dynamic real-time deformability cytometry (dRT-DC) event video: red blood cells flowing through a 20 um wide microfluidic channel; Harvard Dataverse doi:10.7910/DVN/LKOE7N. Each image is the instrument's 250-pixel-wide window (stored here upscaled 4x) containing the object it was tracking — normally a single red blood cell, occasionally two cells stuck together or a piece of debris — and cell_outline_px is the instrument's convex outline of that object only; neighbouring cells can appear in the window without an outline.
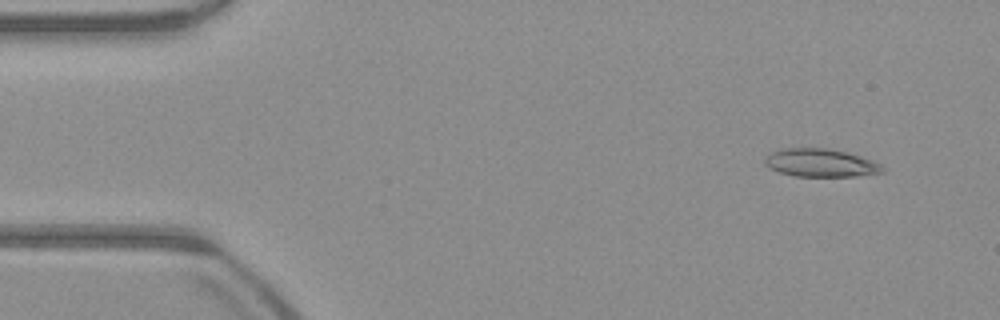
{"species": "common noctule bat (a hibernating species)", "species_latin": "Nyctalus noctula", "temperature_condition": "warm", "stored_images_in_passage": 51, "camera_frame_rate_fps": 3000, "um_per_image_px": 0.085, "animal": {"sex": "male", "body_mass_g": 23.1, "forearm_length_mm": 52.7}, "frame": {"image": 1, "passage_image": 4, "time_ms": 1.0, "image_size_px": [1000, 320], "cell_outline_px": [[884, 172], [856, 176], [796, 176], [780, 172], [768, 168], [764, 164], [764, 156], [768, 152], [780, 148], [828, 148], [848, 152], [872, 160], [880, 164], [884, 168]], "centroid_in_image_um": [69.69, 13.83], "position_along_channel_um": 15.3, "area_um2": 19.48}}
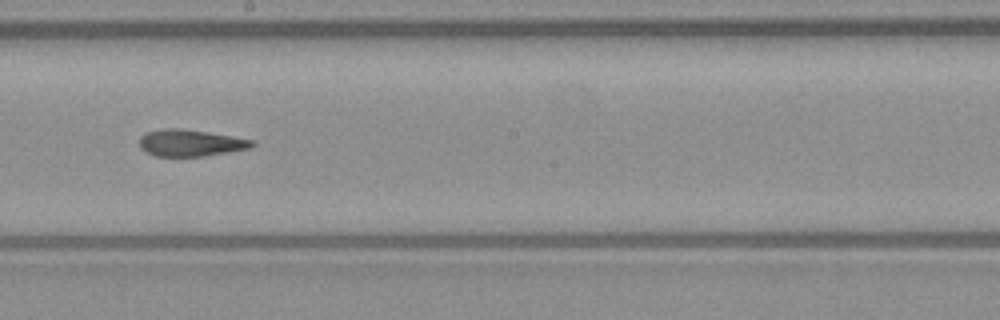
{"frame": {"image": 2, "passage_image": 28, "time_ms": 9.0, "image_size_px": [1000, 320], "cell_outline_px": [[256, 144], [252, 148], [204, 156], [156, 156], [144, 152], [140, 148], [140, 136], [144, 132], [164, 128], [180, 128], [208, 132], [256, 140]], "centroid_in_image_um": [16.2, 12.14], "position_along_channel_um": 232.0, "area_um2": 17.8}}
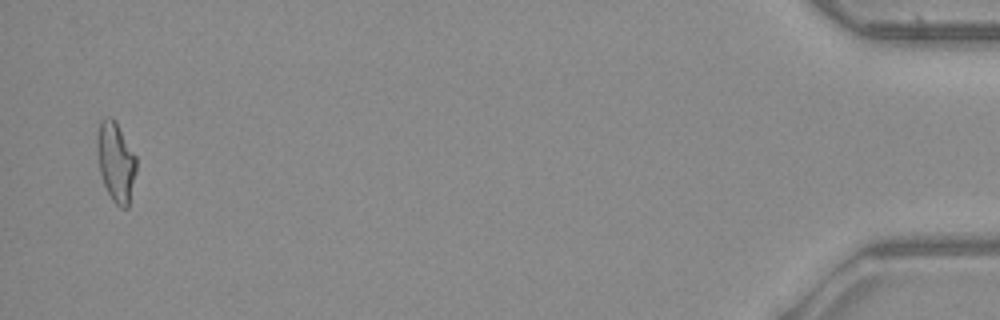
{"frame": {"image": 3, "passage_image": 50, "time_ms": 16.333, "image_size_px": [1000, 320], "cell_outline_px": [[136, 172], [128, 208], [120, 208], [112, 200], [104, 184], [100, 172], [96, 152], [96, 132], [100, 120], [104, 116], [112, 116], [116, 120], [136, 156]], "centroid_in_image_um": [9.83, 13.7], "position_along_channel_um": 425.4, "area_um2": 18.61}, "authors_computed_cell_mechanics": {"area_um2": 18.2648, "velocity_mm_per_s": 3.9826, "shape_relaxation_time_tau1_ms": null, "shape_relaxation_time_tau2_ms": 5.6352, "deformation_change_tau1": null, "deformation_change_tau2": 0.1677}}